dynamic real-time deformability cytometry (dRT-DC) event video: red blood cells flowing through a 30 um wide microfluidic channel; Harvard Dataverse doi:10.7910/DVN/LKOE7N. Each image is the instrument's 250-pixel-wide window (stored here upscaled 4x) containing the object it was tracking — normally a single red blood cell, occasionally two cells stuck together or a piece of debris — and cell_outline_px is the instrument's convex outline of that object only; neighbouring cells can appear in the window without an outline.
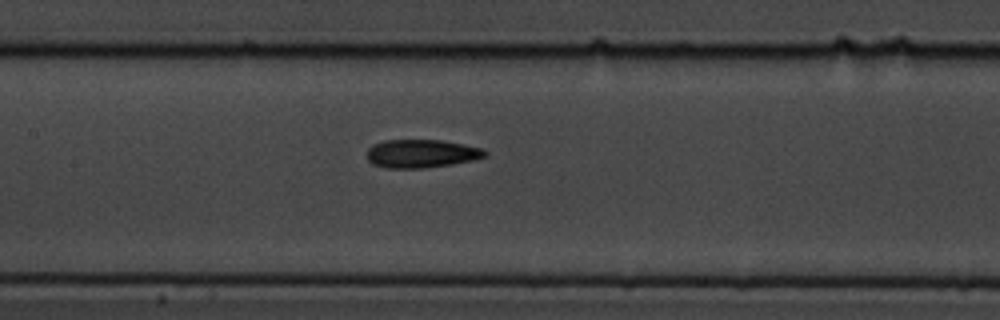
{"species": "common noctule bat (a hibernating species)", "species_latin": "Nyctalus noctula", "temperature_condition": "cold", "stored_images_in_passage": 7, "segment_of_instrument_passage": [2, 2], "camera_frame_rate_fps": 3000, "um_per_image_px": 0.085, "animal": {"sex": "male", "body_mass_g": 19.5, "forearm_length_mm": 54.6}, "frame": {"image": 1, "passage_image": 7, "time_ms": 2.0, "image_size_px": [1000, 320], "cell_outline_px": [[488, 152], [484, 156], [472, 160], [424, 168], [384, 168], [372, 164], [368, 160], [368, 148], [372, 144], [384, 140], [440, 140], [464, 144], [484, 148]], "centroid_in_image_um": [35.79, 13.05], "position_along_channel_um": 171.6, "area_um2": 19.42}}